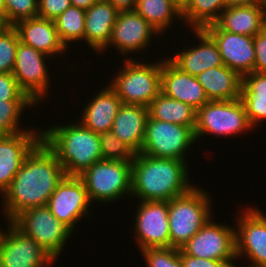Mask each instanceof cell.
Here are the masks:
<instances>
[{
    "label": "cell",
    "mask_w": 266,
    "mask_h": 267,
    "mask_svg": "<svg viewBox=\"0 0 266 267\" xmlns=\"http://www.w3.org/2000/svg\"><path fill=\"white\" fill-rule=\"evenodd\" d=\"M65 177L55 153L41 140L26 156L10 186L3 192V214L12 222L23 211L46 206Z\"/></svg>",
    "instance_id": "6da1fadb"
},
{
    "label": "cell",
    "mask_w": 266,
    "mask_h": 267,
    "mask_svg": "<svg viewBox=\"0 0 266 267\" xmlns=\"http://www.w3.org/2000/svg\"><path fill=\"white\" fill-rule=\"evenodd\" d=\"M187 162L155 158L143 153L132 160L131 197L140 201H170L189 192Z\"/></svg>",
    "instance_id": "7a4b0ae2"
},
{
    "label": "cell",
    "mask_w": 266,
    "mask_h": 267,
    "mask_svg": "<svg viewBox=\"0 0 266 267\" xmlns=\"http://www.w3.org/2000/svg\"><path fill=\"white\" fill-rule=\"evenodd\" d=\"M42 140L55 153L66 176H79L102 160L100 134L79 121L45 128Z\"/></svg>",
    "instance_id": "3957f363"
},
{
    "label": "cell",
    "mask_w": 266,
    "mask_h": 267,
    "mask_svg": "<svg viewBox=\"0 0 266 267\" xmlns=\"http://www.w3.org/2000/svg\"><path fill=\"white\" fill-rule=\"evenodd\" d=\"M207 191L194 186L168 201L170 247L181 249L212 217Z\"/></svg>",
    "instance_id": "277c9868"
},
{
    "label": "cell",
    "mask_w": 266,
    "mask_h": 267,
    "mask_svg": "<svg viewBox=\"0 0 266 267\" xmlns=\"http://www.w3.org/2000/svg\"><path fill=\"white\" fill-rule=\"evenodd\" d=\"M120 72L112 78L108 86L116 93L123 104L148 107L161 93L162 61L138 62L126 58Z\"/></svg>",
    "instance_id": "5b68a950"
},
{
    "label": "cell",
    "mask_w": 266,
    "mask_h": 267,
    "mask_svg": "<svg viewBox=\"0 0 266 267\" xmlns=\"http://www.w3.org/2000/svg\"><path fill=\"white\" fill-rule=\"evenodd\" d=\"M132 161L99 160L79 177L90 201L108 203L131 196Z\"/></svg>",
    "instance_id": "8992f818"
},
{
    "label": "cell",
    "mask_w": 266,
    "mask_h": 267,
    "mask_svg": "<svg viewBox=\"0 0 266 267\" xmlns=\"http://www.w3.org/2000/svg\"><path fill=\"white\" fill-rule=\"evenodd\" d=\"M242 101H209L196 111L194 136H232L252 129Z\"/></svg>",
    "instance_id": "52a82bcc"
},
{
    "label": "cell",
    "mask_w": 266,
    "mask_h": 267,
    "mask_svg": "<svg viewBox=\"0 0 266 267\" xmlns=\"http://www.w3.org/2000/svg\"><path fill=\"white\" fill-rule=\"evenodd\" d=\"M12 223L25 235L33 238L55 261L60 258L61 251L73 233L47 206L27 209Z\"/></svg>",
    "instance_id": "ba28073f"
},
{
    "label": "cell",
    "mask_w": 266,
    "mask_h": 267,
    "mask_svg": "<svg viewBox=\"0 0 266 267\" xmlns=\"http://www.w3.org/2000/svg\"><path fill=\"white\" fill-rule=\"evenodd\" d=\"M193 143H196V139L190 127L148 117L140 153L155 158L186 161V151Z\"/></svg>",
    "instance_id": "9c48e42d"
},
{
    "label": "cell",
    "mask_w": 266,
    "mask_h": 267,
    "mask_svg": "<svg viewBox=\"0 0 266 267\" xmlns=\"http://www.w3.org/2000/svg\"><path fill=\"white\" fill-rule=\"evenodd\" d=\"M210 220L181 248L193 257L220 260L230 267L236 257L235 227Z\"/></svg>",
    "instance_id": "30bf717a"
},
{
    "label": "cell",
    "mask_w": 266,
    "mask_h": 267,
    "mask_svg": "<svg viewBox=\"0 0 266 267\" xmlns=\"http://www.w3.org/2000/svg\"><path fill=\"white\" fill-rule=\"evenodd\" d=\"M46 54L21 42L16 49L12 74L20 89L37 105L45 98L50 86V74L46 66Z\"/></svg>",
    "instance_id": "8fae6325"
},
{
    "label": "cell",
    "mask_w": 266,
    "mask_h": 267,
    "mask_svg": "<svg viewBox=\"0 0 266 267\" xmlns=\"http://www.w3.org/2000/svg\"><path fill=\"white\" fill-rule=\"evenodd\" d=\"M92 202L84 182L79 176H66L50 196L47 207L51 213L73 233L78 221L89 214Z\"/></svg>",
    "instance_id": "7c38bea8"
},
{
    "label": "cell",
    "mask_w": 266,
    "mask_h": 267,
    "mask_svg": "<svg viewBox=\"0 0 266 267\" xmlns=\"http://www.w3.org/2000/svg\"><path fill=\"white\" fill-rule=\"evenodd\" d=\"M9 224V225H8ZM0 239V267H48L55 260L12 222Z\"/></svg>",
    "instance_id": "4fadbf2b"
},
{
    "label": "cell",
    "mask_w": 266,
    "mask_h": 267,
    "mask_svg": "<svg viewBox=\"0 0 266 267\" xmlns=\"http://www.w3.org/2000/svg\"><path fill=\"white\" fill-rule=\"evenodd\" d=\"M134 233L139 250L170 247L168 201H138Z\"/></svg>",
    "instance_id": "5bb4252c"
},
{
    "label": "cell",
    "mask_w": 266,
    "mask_h": 267,
    "mask_svg": "<svg viewBox=\"0 0 266 267\" xmlns=\"http://www.w3.org/2000/svg\"><path fill=\"white\" fill-rule=\"evenodd\" d=\"M245 210L236 218V257L239 259L243 255L248 258L249 265L266 267V216L259 208Z\"/></svg>",
    "instance_id": "9a60e30c"
},
{
    "label": "cell",
    "mask_w": 266,
    "mask_h": 267,
    "mask_svg": "<svg viewBox=\"0 0 266 267\" xmlns=\"http://www.w3.org/2000/svg\"><path fill=\"white\" fill-rule=\"evenodd\" d=\"M203 29L217 44L223 65L241 77L254 72L255 48L252 36L224 31L216 23Z\"/></svg>",
    "instance_id": "2e32d148"
},
{
    "label": "cell",
    "mask_w": 266,
    "mask_h": 267,
    "mask_svg": "<svg viewBox=\"0 0 266 267\" xmlns=\"http://www.w3.org/2000/svg\"><path fill=\"white\" fill-rule=\"evenodd\" d=\"M159 33L135 10L119 11L108 45L101 51L112 45L116 47L118 54L128 55L129 52L147 50L151 44V38Z\"/></svg>",
    "instance_id": "e0dca14e"
},
{
    "label": "cell",
    "mask_w": 266,
    "mask_h": 267,
    "mask_svg": "<svg viewBox=\"0 0 266 267\" xmlns=\"http://www.w3.org/2000/svg\"><path fill=\"white\" fill-rule=\"evenodd\" d=\"M38 130L0 136V194L10 186L26 156L42 140V130Z\"/></svg>",
    "instance_id": "ac0fdd59"
},
{
    "label": "cell",
    "mask_w": 266,
    "mask_h": 267,
    "mask_svg": "<svg viewBox=\"0 0 266 267\" xmlns=\"http://www.w3.org/2000/svg\"><path fill=\"white\" fill-rule=\"evenodd\" d=\"M161 92L171 99L190 105L196 111L209 102L197 77L179 69L168 57L162 60Z\"/></svg>",
    "instance_id": "d6986e66"
},
{
    "label": "cell",
    "mask_w": 266,
    "mask_h": 267,
    "mask_svg": "<svg viewBox=\"0 0 266 267\" xmlns=\"http://www.w3.org/2000/svg\"><path fill=\"white\" fill-rule=\"evenodd\" d=\"M199 44L179 50L170 60L182 71L197 77L205 70L223 65L219 49L213 38L204 29H193Z\"/></svg>",
    "instance_id": "ffe728a7"
},
{
    "label": "cell",
    "mask_w": 266,
    "mask_h": 267,
    "mask_svg": "<svg viewBox=\"0 0 266 267\" xmlns=\"http://www.w3.org/2000/svg\"><path fill=\"white\" fill-rule=\"evenodd\" d=\"M19 41L53 58L67 51L61 42L53 20L39 16L22 20L13 26Z\"/></svg>",
    "instance_id": "44dd1931"
},
{
    "label": "cell",
    "mask_w": 266,
    "mask_h": 267,
    "mask_svg": "<svg viewBox=\"0 0 266 267\" xmlns=\"http://www.w3.org/2000/svg\"><path fill=\"white\" fill-rule=\"evenodd\" d=\"M119 11L105 0L85 10L84 40L92 50L101 54L108 45Z\"/></svg>",
    "instance_id": "7402d4cb"
},
{
    "label": "cell",
    "mask_w": 266,
    "mask_h": 267,
    "mask_svg": "<svg viewBox=\"0 0 266 267\" xmlns=\"http://www.w3.org/2000/svg\"><path fill=\"white\" fill-rule=\"evenodd\" d=\"M215 23L224 31L254 37L266 27V3L226 7Z\"/></svg>",
    "instance_id": "603a6c76"
},
{
    "label": "cell",
    "mask_w": 266,
    "mask_h": 267,
    "mask_svg": "<svg viewBox=\"0 0 266 267\" xmlns=\"http://www.w3.org/2000/svg\"><path fill=\"white\" fill-rule=\"evenodd\" d=\"M148 117V107L122 103L111 131L136 154L140 153Z\"/></svg>",
    "instance_id": "cb8c5ba5"
},
{
    "label": "cell",
    "mask_w": 266,
    "mask_h": 267,
    "mask_svg": "<svg viewBox=\"0 0 266 267\" xmlns=\"http://www.w3.org/2000/svg\"><path fill=\"white\" fill-rule=\"evenodd\" d=\"M106 86L84 107L79 119L83 126L98 134L111 131L116 114L122 105L116 93L108 84Z\"/></svg>",
    "instance_id": "d4e9b609"
},
{
    "label": "cell",
    "mask_w": 266,
    "mask_h": 267,
    "mask_svg": "<svg viewBox=\"0 0 266 267\" xmlns=\"http://www.w3.org/2000/svg\"><path fill=\"white\" fill-rule=\"evenodd\" d=\"M209 101H227L240 98L242 77L225 65L214 67L197 76Z\"/></svg>",
    "instance_id": "484cf974"
},
{
    "label": "cell",
    "mask_w": 266,
    "mask_h": 267,
    "mask_svg": "<svg viewBox=\"0 0 266 267\" xmlns=\"http://www.w3.org/2000/svg\"><path fill=\"white\" fill-rule=\"evenodd\" d=\"M148 116L151 119L190 127L193 131L196 125L194 108L181 101L171 99L162 92L149 104Z\"/></svg>",
    "instance_id": "4316f807"
},
{
    "label": "cell",
    "mask_w": 266,
    "mask_h": 267,
    "mask_svg": "<svg viewBox=\"0 0 266 267\" xmlns=\"http://www.w3.org/2000/svg\"><path fill=\"white\" fill-rule=\"evenodd\" d=\"M134 10L160 35L170 28L174 18L183 20L181 8L172 0H137Z\"/></svg>",
    "instance_id": "83f0119b"
},
{
    "label": "cell",
    "mask_w": 266,
    "mask_h": 267,
    "mask_svg": "<svg viewBox=\"0 0 266 267\" xmlns=\"http://www.w3.org/2000/svg\"><path fill=\"white\" fill-rule=\"evenodd\" d=\"M225 8L226 0H190L182 9V22L191 29H203L215 23Z\"/></svg>",
    "instance_id": "f1b7e54d"
},
{
    "label": "cell",
    "mask_w": 266,
    "mask_h": 267,
    "mask_svg": "<svg viewBox=\"0 0 266 267\" xmlns=\"http://www.w3.org/2000/svg\"><path fill=\"white\" fill-rule=\"evenodd\" d=\"M85 10L70 6L55 20L54 24L61 42L66 48H70V42L84 41Z\"/></svg>",
    "instance_id": "f546056e"
},
{
    "label": "cell",
    "mask_w": 266,
    "mask_h": 267,
    "mask_svg": "<svg viewBox=\"0 0 266 267\" xmlns=\"http://www.w3.org/2000/svg\"><path fill=\"white\" fill-rule=\"evenodd\" d=\"M36 104L32 100H8L0 102V136L16 134L29 129L19 127L21 114L26 107Z\"/></svg>",
    "instance_id": "4dcf8cb0"
},
{
    "label": "cell",
    "mask_w": 266,
    "mask_h": 267,
    "mask_svg": "<svg viewBox=\"0 0 266 267\" xmlns=\"http://www.w3.org/2000/svg\"><path fill=\"white\" fill-rule=\"evenodd\" d=\"M102 159L111 161H132L135 152L123 143L112 131L100 134Z\"/></svg>",
    "instance_id": "1f68e13d"
},
{
    "label": "cell",
    "mask_w": 266,
    "mask_h": 267,
    "mask_svg": "<svg viewBox=\"0 0 266 267\" xmlns=\"http://www.w3.org/2000/svg\"><path fill=\"white\" fill-rule=\"evenodd\" d=\"M19 37L13 26H5L0 31V73H12Z\"/></svg>",
    "instance_id": "d6a6232c"
},
{
    "label": "cell",
    "mask_w": 266,
    "mask_h": 267,
    "mask_svg": "<svg viewBox=\"0 0 266 267\" xmlns=\"http://www.w3.org/2000/svg\"><path fill=\"white\" fill-rule=\"evenodd\" d=\"M147 267H182L180 249L147 248L140 251Z\"/></svg>",
    "instance_id": "836d02e7"
},
{
    "label": "cell",
    "mask_w": 266,
    "mask_h": 267,
    "mask_svg": "<svg viewBox=\"0 0 266 267\" xmlns=\"http://www.w3.org/2000/svg\"><path fill=\"white\" fill-rule=\"evenodd\" d=\"M5 5L7 26L38 16V0H5Z\"/></svg>",
    "instance_id": "e575fe53"
},
{
    "label": "cell",
    "mask_w": 266,
    "mask_h": 267,
    "mask_svg": "<svg viewBox=\"0 0 266 267\" xmlns=\"http://www.w3.org/2000/svg\"><path fill=\"white\" fill-rule=\"evenodd\" d=\"M240 97H266V73L252 72L244 75Z\"/></svg>",
    "instance_id": "d590c367"
},
{
    "label": "cell",
    "mask_w": 266,
    "mask_h": 267,
    "mask_svg": "<svg viewBox=\"0 0 266 267\" xmlns=\"http://www.w3.org/2000/svg\"><path fill=\"white\" fill-rule=\"evenodd\" d=\"M8 100H31L18 86L12 73H0V102Z\"/></svg>",
    "instance_id": "8d00e7d4"
},
{
    "label": "cell",
    "mask_w": 266,
    "mask_h": 267,
    "mask_svg": "<svg viewBox=\"0 0 266 267\" xmlns=\"http://www.w3.org/2000/svg\"><path fill=\"white\" fill-rule=\"evenodd\" d=\"M240 100L253 128L266 119V97H240Z\"/></svg>",
    "instance_id": "74e56055"
},
{
    "label": "cell",
    "mask_w": 266,
    "mask_h": 267,
    "mask_svg": "<svg viewBox=\"0 0 266 267\" xmlns=\"http://www.w3.org/2000/svg\"><path fill=\"white\" fill-rule=\"evenodd\" d=\"M38 3V16L53 21L71 6L70 0H38Z\"/></svg>",
    "instance_id": "f35d334b"
},
{
    "label": "cell",
    "mask_w": 266,
    "mask_h": 267,
    "mask_svg": "<svg viewBox=\"0 0 266 267\" xmlns=\"http://www.w3.org/2000/svg\"><path fill=\"white\" fill-rule=\"evenodd\" d=\"M255 48L254 72L266 73V27L253 37Z\"/></svg>",
    "instance_id": "ab89813d"
},
{
    "label": "cell",
    "mask_w": 266,
    "mask_h": 267,
    "mask_svg": "<svg viewBox=\"0 0 266 267\" xmlns=\"http://www.w3.org/2000/svg\"><path fill=\"white\" fill-rule=\"evenodd\" d=\"M182 267H230L226 262L213 259L193 257L180 249Z\"/></svg>",
    "instance_id": "60d3db41"
},
{
    "label": "cell",
    "mask_w": 266,
    "mask_h": 267,
    "mask_svg": "<svg viewBox=\"0 0 266 267\" xmlns=\"http://www.w3.org/2000/svg\"><path fill=\"white\" fill-rule=\"evenodd\" d=\"M110 2L118 11L134 10L137 0H105Z\"/></svg>",
    "instance_id": "b9f144b4"
},
{
    "label": "cell",
    "mask_w": 266,
    "mask_h": 267,
    "mask_svg": "<svg viewBox=\"0 0 266 267\" xmlns=\"http://www.w3.org/2000/svg\"><path fill=\"white\" fill-rule=\"evenodd\" d=\"M265 3L264 0H226V7Z\"/></svg>",
    "instance_id": "7bdbcfd3"
},
{
    "label": "cell",
    "mask_w": 266,
    "mask_h": 267,
    "mask_svg": "<svg viewBox=\"0 0 266 267\" xmlns=\"http://www.w3.org/2000/svg\"><path fill=\"white\" fill-rule=\"evenodd\" d=\"M102 0H70L71 6L82 8L84 10L89 9L93 4Z\"/></svg>",
    "instance_id": "ee69618b"
},
{
    "label": "cell",
    "mask_w": 266,
    "mask_h": 267,
    "mask_svg": "<svg viewBox=\"0 0 266 267\" xmlns=\"http://www.w3.org/2000/svg\"><path fill=\"white\" fill-rule=\"evenodd\" d=\"M0 18L4 20L6 24V5L5 0H0Z\"/></svg>",
    "instance_id": "f6af8a7d"
},
{
    "label": "cell",
    "mask_w": 266,
    "mask_h": 267,
    "mask_svg": "<svg viewBox=\"0 0 266 267\" xmlns=\"http://www.w3.org/2000/svg\"><path fill=\"white\" fill-rule=\"evenodd\" d=\"M181 10L188 4L190 0H172Z\"/></svg>",
    "instance_id": "bcb514c9"
},
{
    "label": "cell",
    "mask_w": 266,
    "mask_h": 267,
    "mask_svg": "<svg viewBox=\"0 0 266 267\" xmlns=\"http://www.w3.org/2000/svg\"><path fill=\"white\" fill-rule=\"evenodd\" d=\"M6 26L3 19L0 18V31Z\"/></svg>",
    "instance_id": "7dc6e473"
},
{
    "label": "cell",
    "mask_w": 266,
    "mask_h": 267,
    "mask_svg": "<svg viewBox=\"0 0 266 267\" xmlns=\"http://www.w3.org/2000/svg\"><path fill=\"white\" fill-rule=\"evenodd\" d=\"M232 267H237L235 264L232 265ZM246 267H259V266H252V265H248Z\"/></svg>",
    "instance_id": "c3c4849f"
},
{
    "label": "cell",
    "mask_w": 266,
    "mask_h": 267,
    "mask_svg": "<svg viewBox=\"0 0 266 267\" xmlns=\"http://www.w3.org/2000/svg\"><path fill=\"white\" fill-rule=\"evenodd\" d=\"M3 232H4L3 230L2 231L0 230V239H1Z\"/></svg>",
    "instance_id": "681fc988"
}]
</instances>
